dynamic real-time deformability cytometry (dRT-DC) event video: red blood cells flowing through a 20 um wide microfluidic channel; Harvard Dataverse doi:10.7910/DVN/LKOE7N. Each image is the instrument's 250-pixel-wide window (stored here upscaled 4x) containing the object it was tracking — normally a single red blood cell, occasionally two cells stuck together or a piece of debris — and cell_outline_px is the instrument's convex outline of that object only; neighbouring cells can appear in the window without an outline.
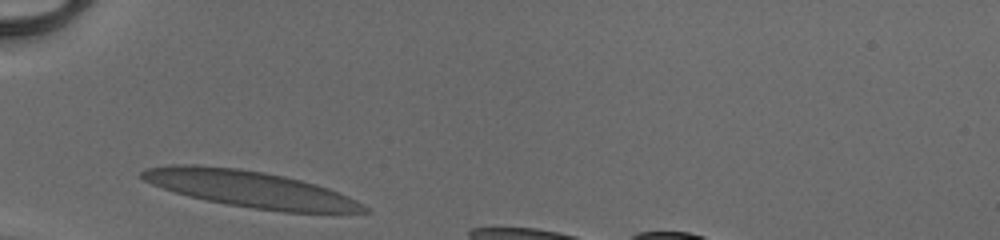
{"species": "human", "species_latin": "Homo sapiens", "temperature_condition": "cold", "stored_images_in_passage": 26, "camera_frame_rate_fps": 3000, "um_per_image_px": 0.085, "donor": {"sex": "male"}, "frame": {"image": 1, "passage_image": 1, "time_ms": 0.0, "image_size_px": [1000, 240], "cell_outline_px": [[368, 212], [284, 212], [252, 208], [228, 204], [188, 196], [152, 184], [144, 180], [140, 176], [140, 172], [144, 168], [168, 164], [196, 164], [240, 168], [264, 172], [284, 176], [316, 184], [328, 188], [348, 196], [364, 204], [368, 208]], "centroid_in_image_um": [21.23, 16.05], "position_along_channel_um": 63.8, "area_um2": 46.99}}
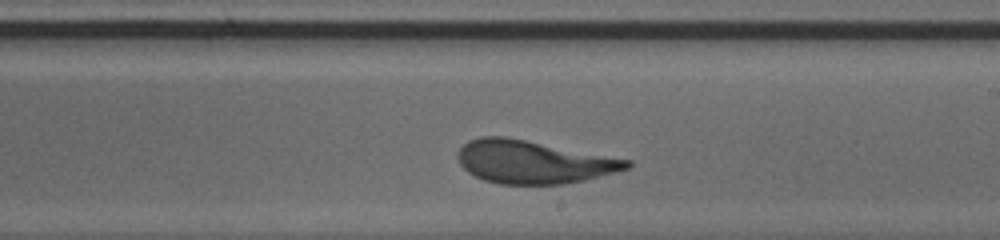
{"frame": {"image": 2, "passage_image": 15, "time_ms": 4.667, "image_size_px": [1000, 240], "cell_outline_px": [[632, 164], [628, 168], [584, 180], [564, 184], [500, 184], [484, 180], [468, 172], [460, 164], [456, 156], [460, 148], [468, 140], [480, 136], [504, 136], [632, 160]], "centroid_in_image_um": [45.29, 13.76], "position_along_channel_um": 243.7, "area_um2": 42.08}}
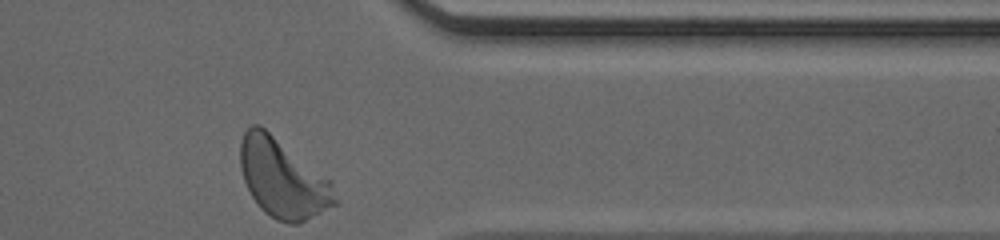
{"frame": {"image": 3, "passage_image": 26, "time_ms": 8.333, "image_size_px": [1000, 240], "cell_outline_px": [[336, 204], [300, 224], [288, 224], [276, 220], [264, 212], [260, 208], [252, 196], [244, 180], [240, 168], [240, 140], [244, 132], [252, 124], [260, 124], [332, 180], [336, 200]], "centroid_in_image_um": [24.03, 15.17], "position_along_channel_um": 387.4, "area_um2": 43.64}, "authors_computed_cell_mechanics": {"area_um2": 42.5408, "velocity_mm_per_s": 4.0646, "shape_relaxation_time_tau1_ms": 3.1757, "shape_relaxation_time_tau2_ms": null, "deformation_change_tau1": 0.2165, "deformation_change_tau2": null}}